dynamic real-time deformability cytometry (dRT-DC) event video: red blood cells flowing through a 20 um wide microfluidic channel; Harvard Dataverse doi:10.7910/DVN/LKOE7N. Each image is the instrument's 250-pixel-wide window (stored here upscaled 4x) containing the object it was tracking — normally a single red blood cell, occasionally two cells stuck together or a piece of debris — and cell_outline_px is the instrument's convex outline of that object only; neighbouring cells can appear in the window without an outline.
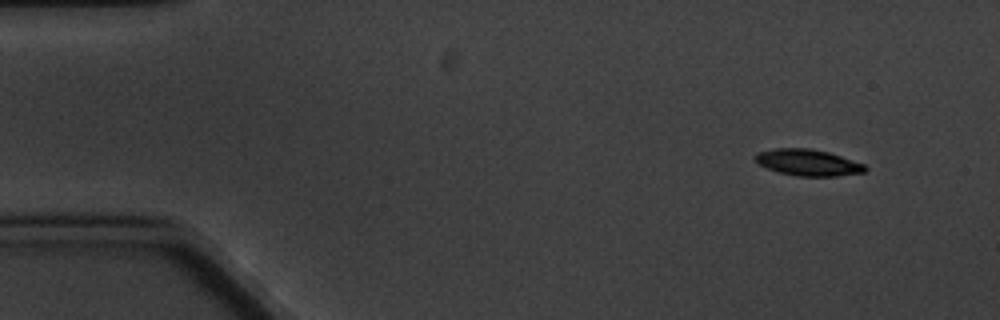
{"species": "common noctule bat (a hibernating species)", "species_latin": "Nyctalus noctula", "temperature_condition": "cold", "stored_images_in_passage": 7, "camera_frame_rate_fps": 3000, "um_per_image_px": 0.085, "animal": {"sex": "male", "body_mass_g": 20.1, "forearm_length_mm": 53.5}, "frame": {"image": 1, "passage_image": 1, "time_ms": 0.0, "image_size_px": [1000, 320], "cell_outline_px": [[868, 168], [864, 172], [836, 176], [796, 176], [780, 172], [756, 164], [752, 156], [756, 152], [776, 148], [812, 148], [828, 152], [864, 164]], "centroid_in_image_um": [68.62, 13.8], "position_along_channel_um": 16.4, "area_um2": 16.99}}
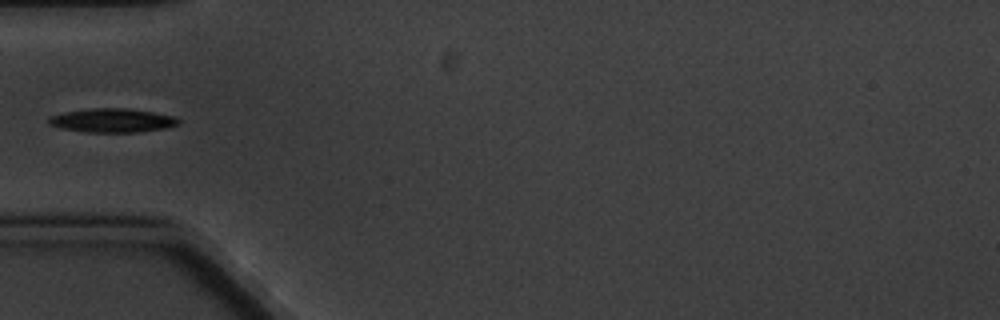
{"frame": {"image": 2, "passage_image": 5, "time_ms": 4.667, "image_size_px": [1000, 320], "cell_outline_px": [[180, 124], [164, 128], [136, 132], [88, 132], [60, 128], [48, 124], [48, 116], [64, 112], [92, 108], [132, 108], [176, 116], [180, 120]], "centroid_in_image_um": [9.55, 10.22], "position_along_channel_um": 75.4, "area_um2": 18.21}}
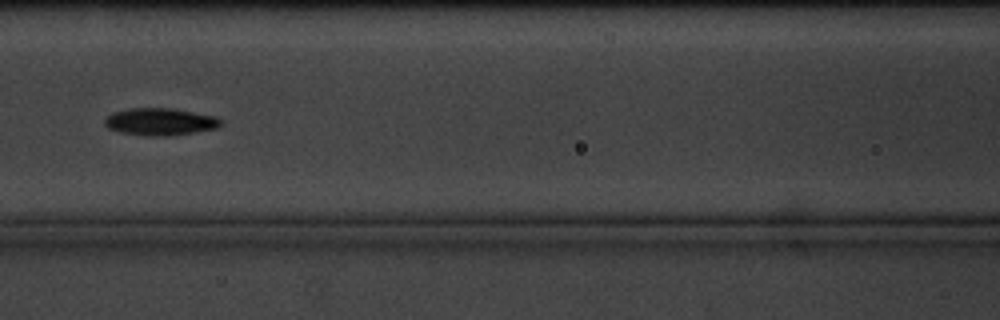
{"frame": {"image": 3, "passage_image": 7, "time_ms": 7.0, "image_size_px": [1000, 320], "cell_outline_px": [[224, 124], [216, 128], [196, 132], [168, 136], [148, 136], [120, 132], [108, 128], [104, 124], [104, 120], [112, 112], [128, 108], [168, 108], [216, 116]], "centroid_in_image_um": [13.6, 10.35], "position_along_channel_um": 153.0, "area_um2": 18.44}}